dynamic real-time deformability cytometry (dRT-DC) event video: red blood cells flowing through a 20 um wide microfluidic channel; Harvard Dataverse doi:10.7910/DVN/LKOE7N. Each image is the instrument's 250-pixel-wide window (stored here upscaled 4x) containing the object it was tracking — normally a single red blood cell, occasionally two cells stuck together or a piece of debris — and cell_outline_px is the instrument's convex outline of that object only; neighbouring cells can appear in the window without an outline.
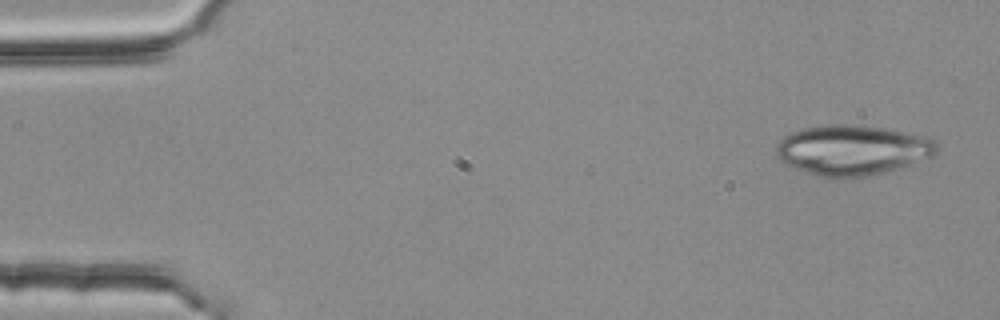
{"species": "common noctule bat (a hibernating species)", "species_latin": "Nyctalus noctula", "temperature_condition": "room temperature", "stored_images_in_passage": 3, "camera_frame_rate_fps": 3000, "um_per_image_px": 0.085, "animal": {"sex": "female", "body_mass_g": 25.1}, "frame": {"image": 1, "passage_image": 1, "time_ms": 0.0, "image_size_px": [1000, 320], "cell_outline_px": [[940, 148], [932, 156], [876, 176], [852, 180], [816, 176], [796, 168], [780, 160], [776, 156], [776, 144], [784, 136], [792, 132], [804, 128], [824, 124], [844, 124], [880, 128], [924, 136], [936, 140]], "centroid_in_image_um": [72.44, 12.79], "position_along_channel_um": 12.6, "area_um2": 47.4}}